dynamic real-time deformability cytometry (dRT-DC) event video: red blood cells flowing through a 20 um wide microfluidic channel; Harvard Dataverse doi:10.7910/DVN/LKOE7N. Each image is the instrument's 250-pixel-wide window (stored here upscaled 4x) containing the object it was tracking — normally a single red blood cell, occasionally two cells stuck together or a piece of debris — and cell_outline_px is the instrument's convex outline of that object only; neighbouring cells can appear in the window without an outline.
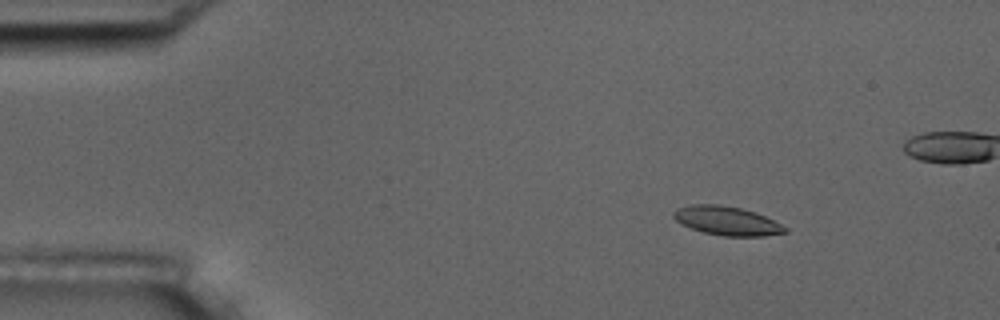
{"species": "common noctule bat (a hibernating species)", "species_latin": "Nyctalus noctula", "temperature_condition": "room temperature", "stored_images_in_passage": 6, "camera_frame_rate_fps": 3000, "um_per_image_px": 0.085, "animal": {"sex": "male", "body_mass_g": 17.5, "forearm_length_mm": 52.3}, "frame": {"image": 1, "passage_image": 2, "time_ms": 1.333, "image_size_px": [1000, 320], "cell_outline_px": [[788, 232], [764, 236], [724, 236], [704, 232], [692, 228], [676, 220], [672, 216], [672, 212], [676, 208], [692, 204], [720, 204], [740, 208], [764, 216], [788, 228]], "centroid_in_image_um": [61.77, 18.76], "position_along_channel_um": 23.2, "area_um2": 18.55}}